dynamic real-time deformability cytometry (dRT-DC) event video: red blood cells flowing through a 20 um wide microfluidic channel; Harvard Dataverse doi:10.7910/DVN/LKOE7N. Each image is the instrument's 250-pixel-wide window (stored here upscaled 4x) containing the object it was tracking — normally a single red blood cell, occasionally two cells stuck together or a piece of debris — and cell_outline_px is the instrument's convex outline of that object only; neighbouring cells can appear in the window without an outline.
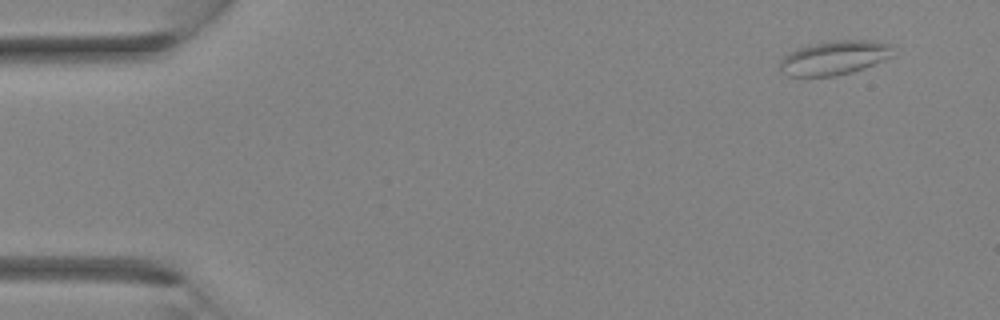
{"species": "Egyptian fruit bat (a non-hibernating species)", "species_latin": "Rousettus aegyptiacus", "temperature_condition": "room temperature", "stored_images_in_passage": 33, "camera_frame_rate_fps": 3000, "um_per_image_px": 0.085, "animal": {"sex": "female"}, "frame": {"image": 1, "passage_image": 1, "time_ms": 0.0, "image_size_px": [1000, 320], "cell_outline_px": [[892, 56], [884, 60], [864, 68], [852, 72], [836, 76], [788, 76], [780, 72], [780, 60], [784, 56], [800, 48], [816, 44], [836, 40], [868, 40], [892, 44]], "centroid_in_image_um": [70.94, 4.92], "position_along_channel_um": 14.1, "area_um2": 22.25}}
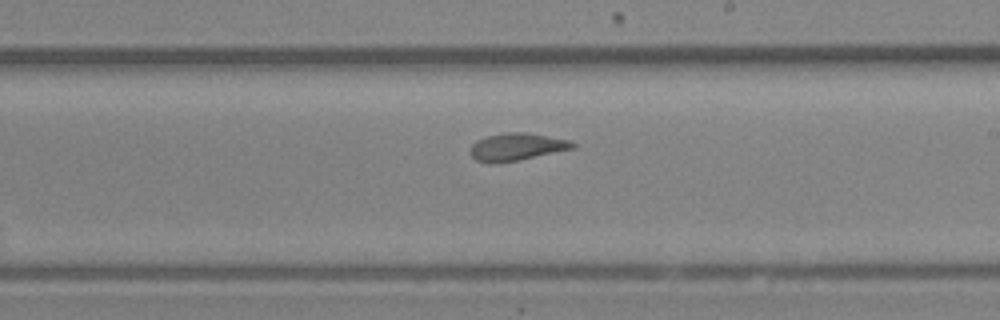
{"frame": {"image": 2, "passage_image": 19, "time_ms": 6.0, "image_size_px": [1000, 320], "cell_outline_px": [[576, 148], [516, 160], [492, 164], [476, 160], [468, 152], [472, 144], [476, 140], [488, 136], [504, 132], [524, 132], [568, 140], [576, 144]], "centroid_in_image_um": [43.87, 12.48], "position_along_channel_um": 245.1, "area_um2": 16.24}}
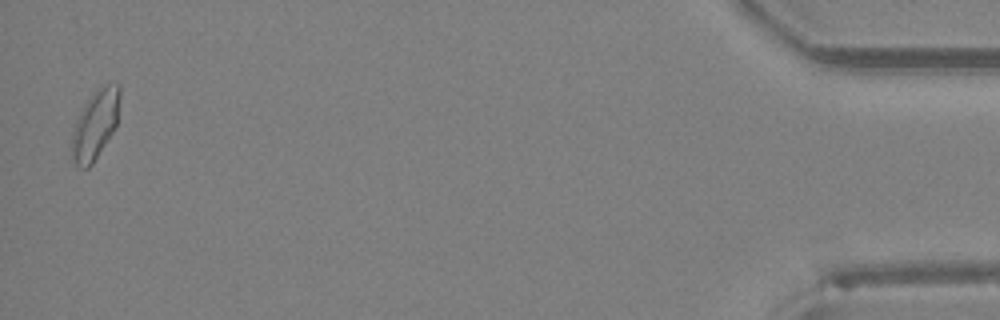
{"frame": {"image": 3, "passage_image": 33, "time_ms": 10.667, "image_size_px": [1000, 320], "cell_outline_px": [[120, 96], [116, 124], [112, 132], [92, 164], [88, 168], [80, 168], [72, 160], [72, 132], [76, 120], [84, 104], [92, 92], [104, 84], [120, 84]], "centroid_in_image_um": [8.08, 10.57], "position_along_channel_um": 427.1, "area_um2": 19.13}}